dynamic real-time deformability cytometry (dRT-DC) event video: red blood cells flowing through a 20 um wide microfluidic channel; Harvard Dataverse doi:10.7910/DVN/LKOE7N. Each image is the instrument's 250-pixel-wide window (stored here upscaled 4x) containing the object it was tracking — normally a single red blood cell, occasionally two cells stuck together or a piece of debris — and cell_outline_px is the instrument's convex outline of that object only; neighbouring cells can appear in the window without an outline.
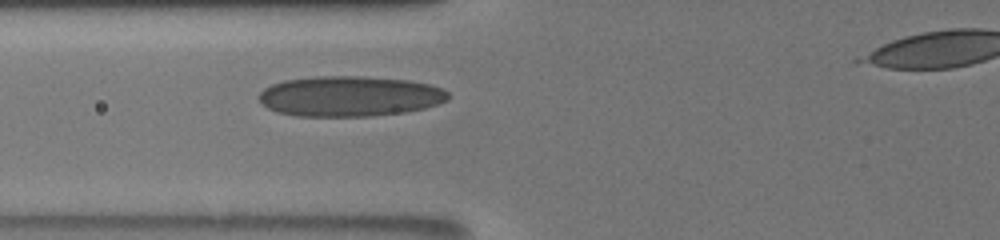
{"species": "human", "species_latin": "Homo sapiens", "temperature_condition": "room temperature", "stored_images_in_passage": 5, "segment_of_instrument_passage": [1, 2], "camera_frame_rate_fps": 3000, "um_per_image_px": 0.085, "donor": {"sex": "male"}, "frame": {"image": 1, "passage_image": 4, "time_ms": 2.0, "image_size_px": [1000, 240], "cell_outline_px": [[448, 100], [424, 108], [408, 112], [368, 116], [296, 116], [276, 112], [260, 104], [256, 96], [264, 88], [272, 84], [284, 80], [316, 76], [360, 76], [408, 80], [428, 84], [444, 88], [448, 92]], "centroid_in_image_um": [29.68, 8.18], "position_along_channel_um": 96.1, "area_um2": 44.85}}